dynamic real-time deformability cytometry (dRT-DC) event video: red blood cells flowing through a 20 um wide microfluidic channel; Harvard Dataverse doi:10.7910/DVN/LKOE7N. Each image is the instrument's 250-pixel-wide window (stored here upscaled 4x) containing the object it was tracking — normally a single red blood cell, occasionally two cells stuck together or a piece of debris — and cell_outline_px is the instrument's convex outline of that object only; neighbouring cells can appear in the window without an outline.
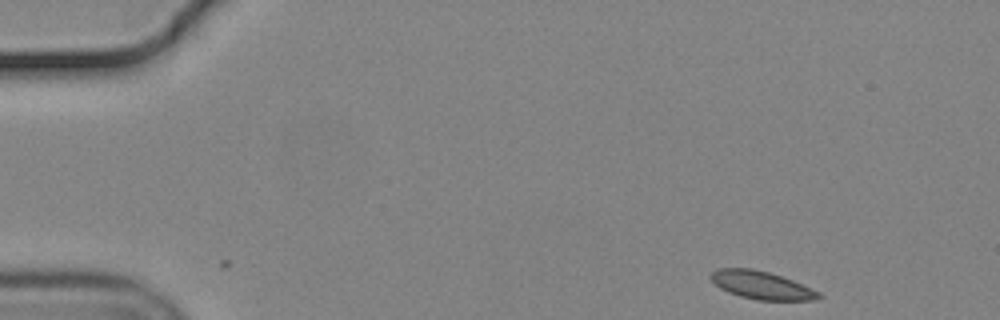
{"species": "common noctule bat (a hibernating species)", "species_latin": "Nyctalus noctula", "temperature_condition": "cold", "stored_images_in_passage": 3, "camera_frame_rate_fps": 3000, "um_per_image_px": 0.085, "animal": {"sex": "male", "body_mass_g": 19.2, "forearm_length_mm": 51.8}, "frame": {"image": 1, "passage_image": 1, "time_ms": 0.0, "image_size_px": [1000, 320], "cell_outline_px": [[824, 296], [812, 300], [760, 300], [740, 296], [728, 292], [720, 288], [712, 280], [712, 272], [716, 268], [752, 268], [768, 272], [792, 280], [820, 292]], "centroid_in_image_um": [64.74, 24.24], "position_along_channel_um": 20.3, "area_um2": 17.34}}